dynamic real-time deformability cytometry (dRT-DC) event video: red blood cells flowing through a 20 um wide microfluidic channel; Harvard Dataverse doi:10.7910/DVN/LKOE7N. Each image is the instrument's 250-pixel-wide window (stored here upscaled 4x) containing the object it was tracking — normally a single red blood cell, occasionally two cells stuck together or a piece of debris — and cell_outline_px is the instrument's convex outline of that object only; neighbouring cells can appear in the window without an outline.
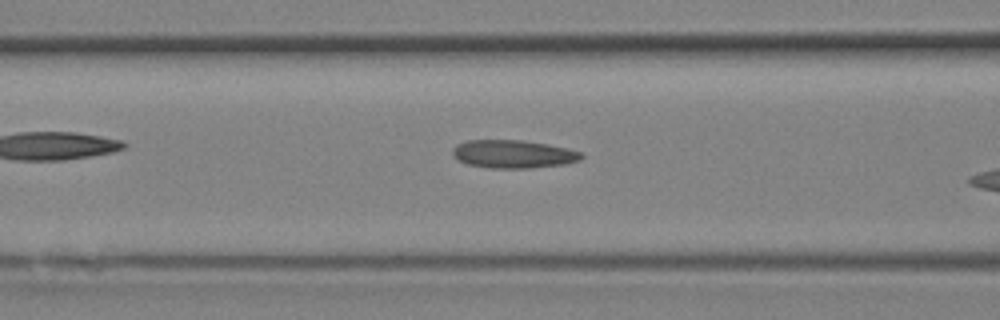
{"species": "Egyptian fruit bat (a non-hibernating species)", "species_latin": "Rousettus aegyptiacus", "temperature_condition": "room temperature", "stored_images_in_passage": 4, "camera_frame_rate_fps": 3000, "um_per_image_px": 0.085, "animal": {"sex": "female"}, "frame": {"image": 1, "passage_image": 3, "time_ms": 0.667, "image_size_px": [1000, 320], "cell_outline_px": [[584, 156], [580, 160], [564, 164], [528, 168], [488, 168], [468, 164], [452, 156], [452, 148], [456, 144], [468, 140], [524, 140], [548, 144], [568, 148], [584, 152]], "centroid_in_image_um": [43.64, 13.09], "position_along_channel_um": 123.0, "area_um2": 21.27}}